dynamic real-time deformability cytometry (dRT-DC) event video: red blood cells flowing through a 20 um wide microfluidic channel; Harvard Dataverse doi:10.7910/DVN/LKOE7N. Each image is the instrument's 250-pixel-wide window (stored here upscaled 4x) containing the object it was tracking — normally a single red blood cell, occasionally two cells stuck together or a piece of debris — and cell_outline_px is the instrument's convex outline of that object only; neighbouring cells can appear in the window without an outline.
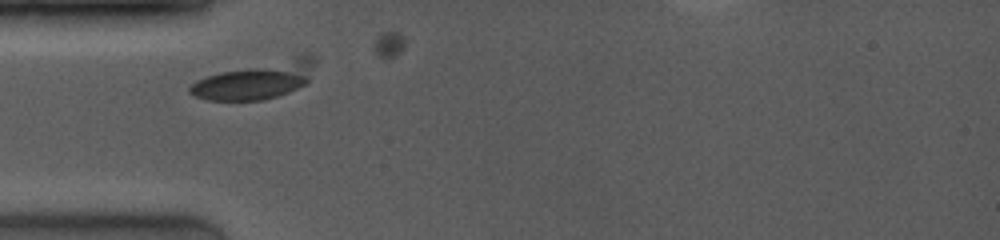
{"species": "common noctule bat (a hibernating species)", "species_latin": "Nyctalus noctula", "temperature_condition": "room temperature", "stored_images_in_passage": 26, "camera_frame_rate_fps": 4000, "um_per_image_px": 0.085, "animal": {"sex": "female", "body_mass_g": 19.0, "forearm_length_mm": 53.3}, "frame": {"image": 1, "passage_image": 1, "time_ms": 0.0, "image_size_px": [1000, 240], "cell_outline_px": [[312, 64], [308, 84], [288, 92], [264, 100], [208, 100], [196, 96], [188, 92], [188, 88], [196, 80], [220, 72], [300, 52], [304, 52], [312, 56]], "centroid_in_image_um": [21.79, 6.78], "position_along_channel_um": 63.2, "area_um2": 27.4}}